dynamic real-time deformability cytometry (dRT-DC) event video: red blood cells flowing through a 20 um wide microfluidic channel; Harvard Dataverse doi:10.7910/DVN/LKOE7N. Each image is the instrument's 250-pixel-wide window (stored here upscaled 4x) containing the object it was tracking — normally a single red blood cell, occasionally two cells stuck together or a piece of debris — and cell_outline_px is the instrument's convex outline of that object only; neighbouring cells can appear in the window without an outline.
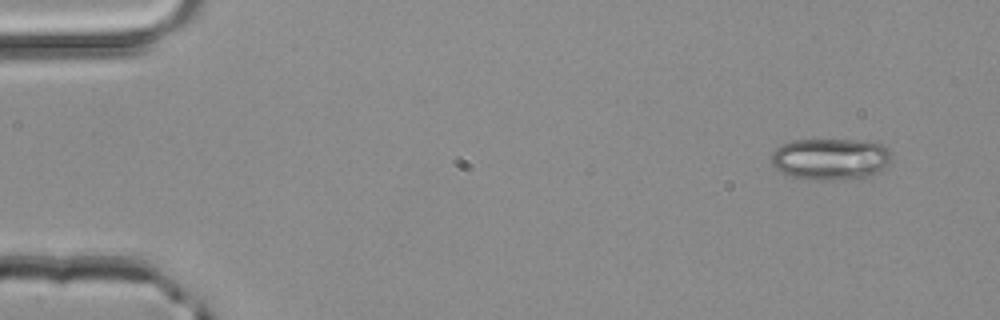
{"species": "common noctule bat (a hibernating species)", "species_latin": "Nyctalus noctula", "temperature_condition": "room temperature", "stored_images_in_passage": 3, "camera_frame_rate_fps": 3000, "um_per_image_px": 0.085, "animal": {"sex": "male", "body_mass_g": 20.4}, "frame": {"image": 1, "passage_image": 3, "time_ms": 0.667, "image_size_px": [1000, 320], "cell_outline_px": [[892, 156], [888, 164], [880, 172], [868, 176], [832, 180], [812, 180], [788, 176], [776, 168], [772, 164], [772, 152], [780, 144], [792, 140], [856, 140], [884, 144], [888, 148]], "centroid_in_image_um": [70.59, 13.51], "position_along_channel_um": 14.4, "area_um2": 29.36}}